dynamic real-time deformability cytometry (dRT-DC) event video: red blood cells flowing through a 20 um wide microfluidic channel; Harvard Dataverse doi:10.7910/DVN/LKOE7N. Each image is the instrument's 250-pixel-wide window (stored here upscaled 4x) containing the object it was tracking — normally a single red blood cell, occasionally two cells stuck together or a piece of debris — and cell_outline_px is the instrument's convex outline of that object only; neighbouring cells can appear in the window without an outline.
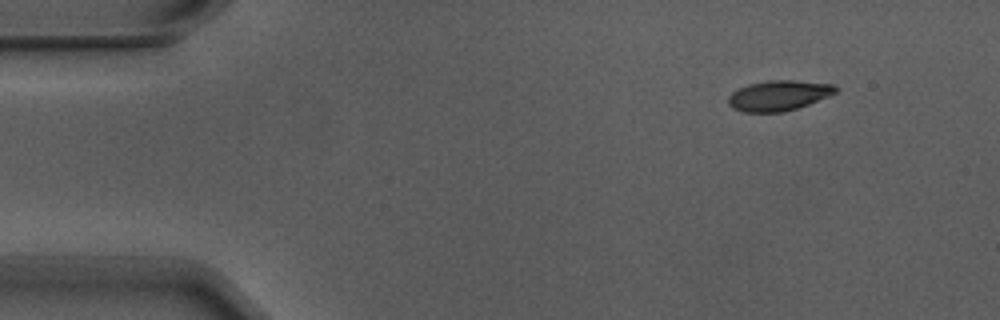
{"species": "Egyptian fruit bat (a non-hibernating species)", "species_latin": "Rousettus aegyptiacus", "temperature_condition": "warm", "stored_images_in_passage": 5, "camera_frame_rate_fps": 3000, "um_per_image_px": 0.085, "animal": {"sex": "male"}, "frame": {"image": 1, "passage_image": 1, "time_ms": 0.0, "image_size_px": [1000, 320], "cell_outline_px": [[840, 88], [836, 92], [828, 96], [808, 104], [784, 112], [744, 112], [732, 108], [728, 104], [728, 96], [732, 92], [748, 84], [768, 80], [792, 80], [832, 84]], "centroid_in_image_um": [66.17, 8.12], "position_along_channel_um": 18.8, "area_um2": 18.9}}
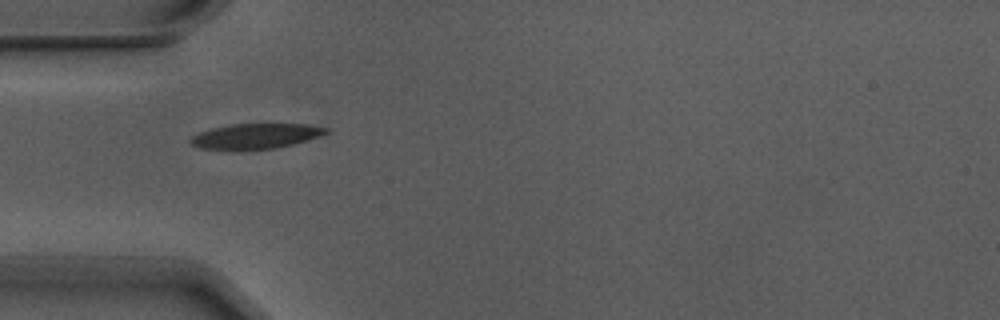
{"frame": {"image": 2, "passage_image": 4, "time_ms": 1.0, "image_size_px": [1000, 320], "cell_outline_px": [[328, 132], [320, 136], [292, 144], [276, 148], [232, 152], [200, 148], [192, 144], [188, 140], [192, 136], [200, 132], [212, 128], [232, 124], [308, 124], [328, 128]], "centroid_in_image_um": [21.67, 11.6], "position_along_channel_um": 63.3, "area_um2": 20.35}}